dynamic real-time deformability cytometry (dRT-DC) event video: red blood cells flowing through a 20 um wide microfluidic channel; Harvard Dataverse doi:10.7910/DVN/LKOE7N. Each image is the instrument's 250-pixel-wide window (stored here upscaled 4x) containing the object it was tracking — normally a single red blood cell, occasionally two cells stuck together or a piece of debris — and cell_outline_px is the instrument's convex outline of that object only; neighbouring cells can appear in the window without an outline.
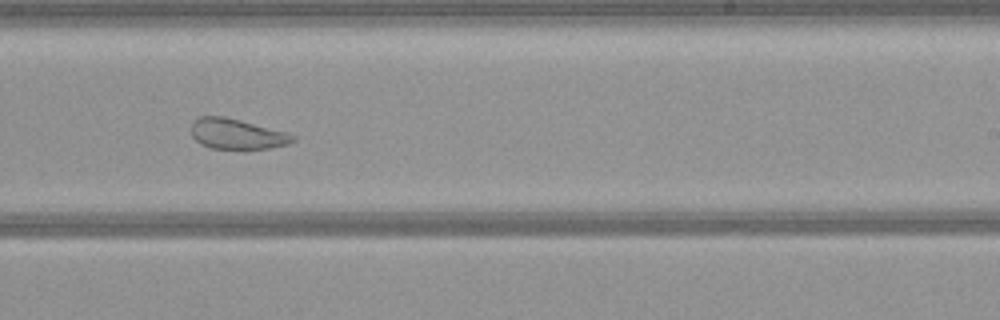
{"species": "common noctule bat (a hibernating species)", "species_latin": "Nyctalus noctula", "temperature_condition": "warm", "stored_images_in_passage": 53, "camera_frame_rate_fps": 3000, "um_per_image_px": 0.085, "animal": {"sex": "female", "body_mass_g": 21.9}, "frame": {"image": 1, "passage_image": 31, "time_ms": 10.0, "image_size_px": [1000, 320], "cell_outline_px": [[296, 140], [288, 144], [268, 148], [212, 148], [200, 144], [192, 136], [192, 120], [200, 116], [224, 116], [288, 132], [296, 136]], "centroid_in_image_um": [20.14, 11.37], "position_along_channel_um": 268.9, "area_um2": 17.92}}